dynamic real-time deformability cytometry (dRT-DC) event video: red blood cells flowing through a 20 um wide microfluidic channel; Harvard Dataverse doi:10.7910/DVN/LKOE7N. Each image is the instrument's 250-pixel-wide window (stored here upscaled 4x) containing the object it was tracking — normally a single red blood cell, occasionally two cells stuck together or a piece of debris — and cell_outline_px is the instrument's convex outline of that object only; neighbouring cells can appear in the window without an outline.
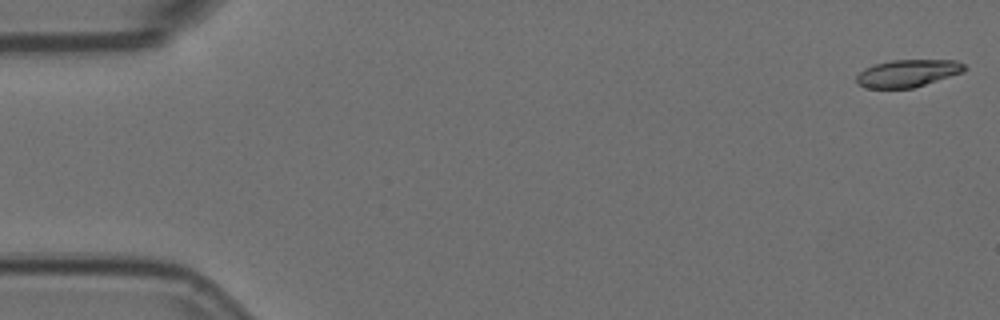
{"species": "Egyptian fruit bat (a non-hibernating species)", "species_latin": "Rousettus aegyptiacus", "temperature_condition": "room temperature", "stored_images_in_passage": 6, "camera_frame_rate_fps": 3000, "um_per_image_px": 0.085, "animal": {"sex": "female"}, "frame": {"image": 1, "passage_image": 1, "time_ms": 0.0, "image_size_px": [1000, 320], "cell_outline_px": [[968, 68], [964, 72], [912, 88], [868, 88], [860, 84], [856, 80], [856, 76], [864, 68], [876, 64], [892, 60], [956, 60], [964, 64]], "centroid_in_image_um": [77.19, 6.22], "position_along_channel_um": 7.8, "area_um2": 17.11}}